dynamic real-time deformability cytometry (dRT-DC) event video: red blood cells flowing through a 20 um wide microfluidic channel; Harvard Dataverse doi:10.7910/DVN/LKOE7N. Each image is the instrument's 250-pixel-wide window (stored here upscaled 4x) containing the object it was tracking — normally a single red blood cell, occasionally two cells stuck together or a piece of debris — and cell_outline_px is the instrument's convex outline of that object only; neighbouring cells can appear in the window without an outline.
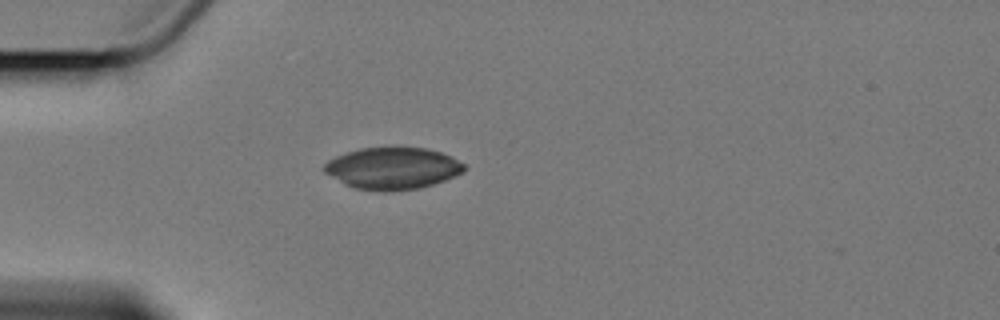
{"species": "Egyptian fruit bat (a non-hibernating species)", "species_latin": "Rousettus aegyptiacus", "temperature_condition": "cold", "stored_images_in_passage": 1, "camera_frame_rate_fps": 3000, "um_per_image_px": 0.085, "animal": {"sex": "female"}, "frame": {"image": 1, "passage_image": 1, "time_ms": 0.0, "image_size_px": [1000, 320], "cell_outline_px": [[464, 168], [460, 172], [444, 180], [420, 188], [388, 192], [384, 192], [356, 188], [344, 184], [324, 172], [324, 164], [328, 160], [336, 156], [360, 148], [428, 148], [452, 156], [464, 164]], "centroid_in_image_um": [33.34, 14.31], "position_along_channel_um": 51.7, "area_um2": 33.81}}